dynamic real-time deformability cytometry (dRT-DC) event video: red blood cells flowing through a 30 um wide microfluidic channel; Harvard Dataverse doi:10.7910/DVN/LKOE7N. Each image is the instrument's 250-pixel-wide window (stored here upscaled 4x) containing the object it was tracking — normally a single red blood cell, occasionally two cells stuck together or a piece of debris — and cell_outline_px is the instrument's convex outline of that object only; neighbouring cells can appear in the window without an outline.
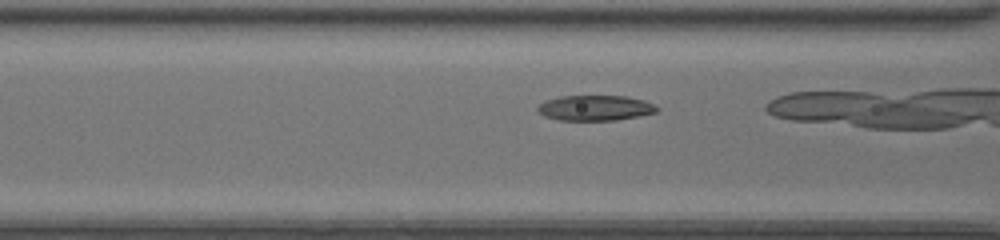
{"species": "common noctule bat (a hibernating species)", "species_latin": "Nyctalus noctula", "temperature_condition": "room temperature", "stored_images_in_passage": 13, "camera_frame_rate_fps": 3000, "um_per_image_px": 0.085, "animal": {"sex": "female", "body_mass_g": 20.0, "forearm_length_mm": 54.0}, "frame": {"image": 1, "passage_image": 11, "time_ms": 3.333, "image_size_px": [1000, 240], "cell_outline_px": [[660, 108], [656, 112], [640, 116], [616, 120], [560, 120], [544, 116], [536, 112], [536, 108], [544, 100], [560, 96], [628, 96], [644, 100]], "centroid_in_image_um": [50.57, 9.17], "position_along_channel_um": 116.0, "area_um2": 17.74}}